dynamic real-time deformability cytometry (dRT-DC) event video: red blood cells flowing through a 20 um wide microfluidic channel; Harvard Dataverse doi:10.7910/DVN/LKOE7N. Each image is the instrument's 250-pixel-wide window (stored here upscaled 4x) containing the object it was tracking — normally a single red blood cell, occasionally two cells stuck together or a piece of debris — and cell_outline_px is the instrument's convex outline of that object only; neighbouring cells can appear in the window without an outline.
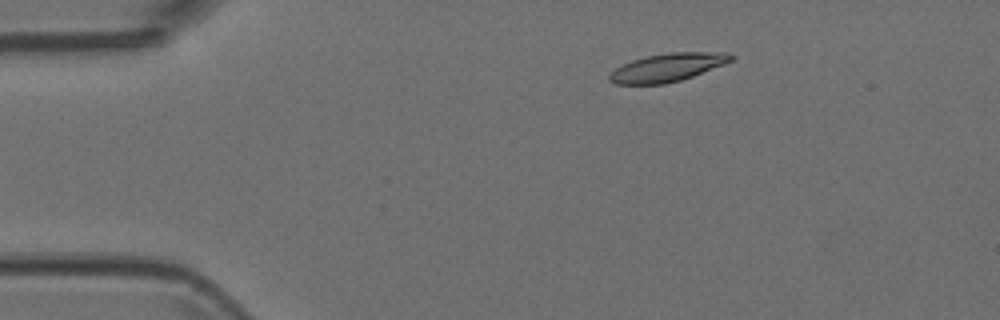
{"species": "Egyptian fruit bat (a non-hibernating species)", "species_latin": "Rousettus aegyptiacus", "temperature_condition": "room temperature", "stored_images_in_passage": 5, "camera_frame_rate_fps": 3000, "um_per_image_px": 0.085, "animal": {"sex": "female"}, "frame": {"image": 1, "passage_image": 2, "time_ms": 0.333, "image_size_px": [1000, 320], "cell_outline_px": [[736, 56], [732, 60], [724, 64], [692, 76], [680, 80], [664, 84], [616, 84], [608, 80], [608, 76], [616, 68], [632, 60], [648, 56], [668, 52], [728, 52]], "centroid_in_image_um": [56.76, 5.72], "position_along_channel_um": 28.2, "area_um2": 19.83}}
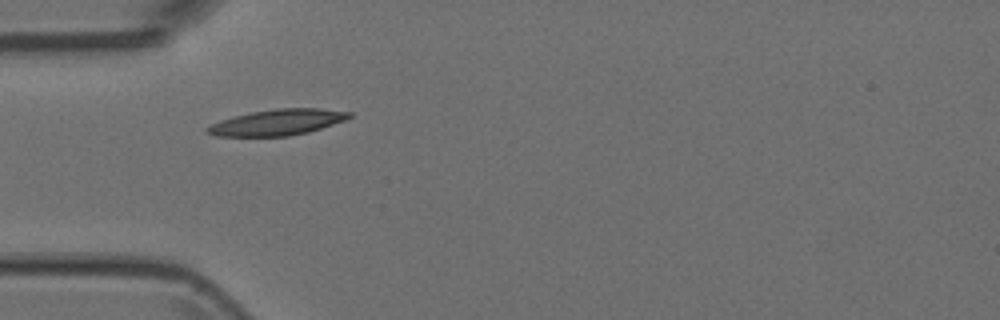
{"frame": {"image": 2, "passage_image": 4, "time_ms": 1.0, "image_size_px": [1000, 320], "cell_outline_px": [[352, 116], [344, 120], [308, 132], [288, 136], [216, 136], [204, 132], [204, 128], [220, 120], [252, 112], [276, 108], [320, 108], [352, 112]], "centroid_in_image_um": [23.55, 10.39], "position_along_channel_um": 61.4, "area_um2": 21.33}}
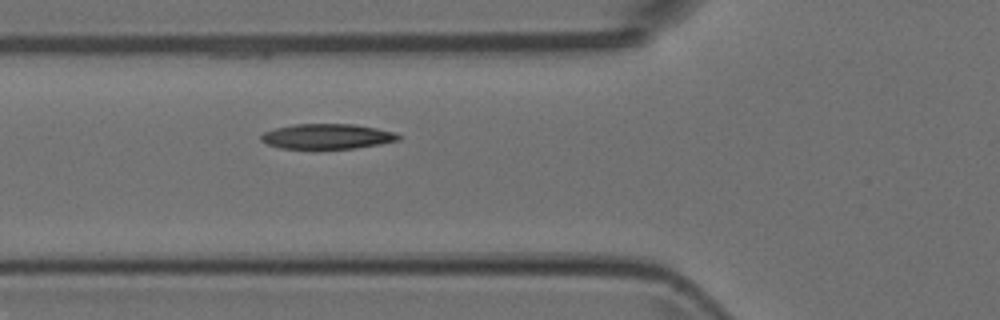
{"frame": {"image": 3, "passage_image": 5, "time_ms": 1.333, "image_size_px": [1000, 320], "cell_outline_px": [[400, 140], [380, 144], [356, 148], [312, 152], [280, 148], [268, 144], [260, 140], [260, 136], [264, 132], [276, 128], [296, 124], [352, 124], [376, 128], [392, 132], [400, 136]], "centroid_in_image_um": [27.75, 11.65], "position_along_channel_um": 98.1, "area_um2": 20.92}}